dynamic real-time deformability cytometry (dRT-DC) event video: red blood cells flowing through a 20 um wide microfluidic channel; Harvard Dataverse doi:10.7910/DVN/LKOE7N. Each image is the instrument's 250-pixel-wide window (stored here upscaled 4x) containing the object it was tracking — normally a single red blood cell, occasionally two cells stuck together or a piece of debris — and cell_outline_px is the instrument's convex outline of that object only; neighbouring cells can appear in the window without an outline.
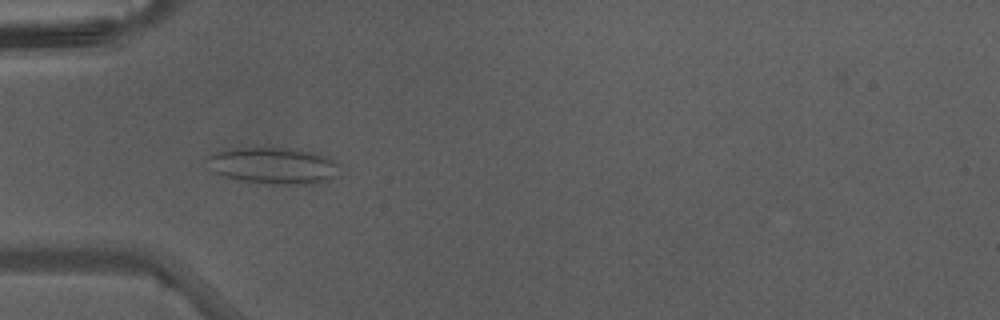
{"species": "Egyptian fruit bat (a non-hibernating species)", "species_latin": "Rousettus aegyptiacus", "temperature_condition": "warm", "stored_images_in_passage": 43, "camera_frame_rate_fps": 3000, "um_per_image_px": 0.085, "animal": {"sex": "male"}, "frame": {"image": 1, "passage_image": 13, "time_ms": 4.0, "image_size_px": [1000, 320], "cell_outline_px": [[336, 176], [312, 184], [268, 184], [236, 180], [212, 172], [208, 168], [208, 156], [216, 152], [228, 148], [288, 148], [312, 152], [328, 156], [336, 164]], "centroid_in_image_um": [23.15, 14.08], "position_along_channel_um": 61.8, "area_um2": 28.09}}
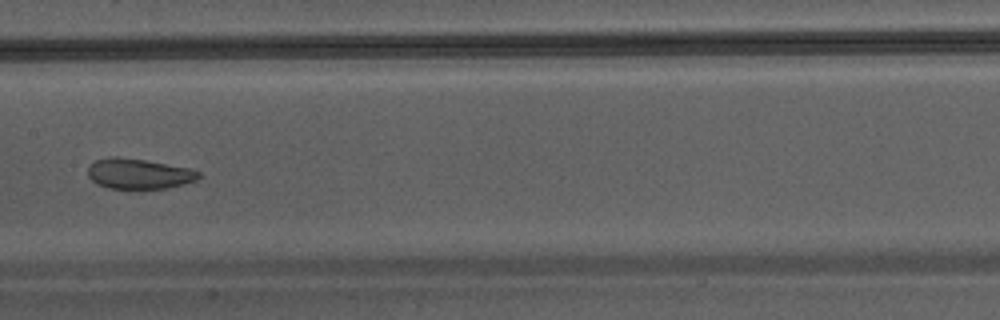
{"frame": {"image": 2, "passage_image": 22, "time_ms": 7.0, "image_size_px": [1000, 320], "cell_outline_px": [[200, 176], [196, 180], [168, 188], [108, 188], [96, 184], [88, 176], [88, 168], [96, 160], [112, 156], [116, 156], [144, 160], [188, 168], [200, 172]], "centroid_in_image_um": [11.77, 14.77], "position_along_channel_um": 195.6, "area_um2": 19.31}}
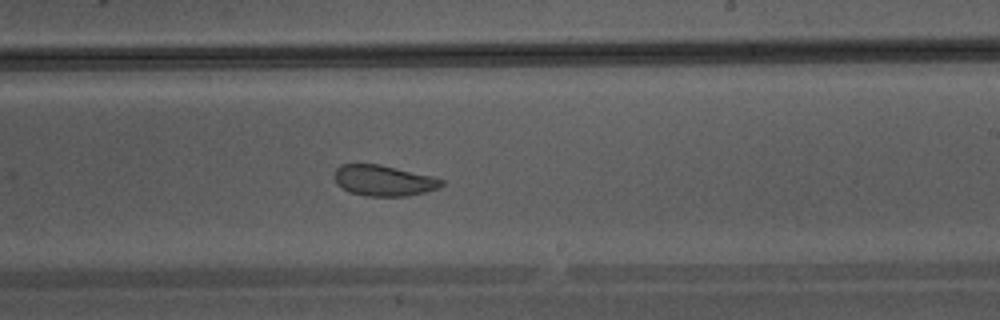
{"frame": {"image": 3, "passage_image": 26, "time_ms": 8.333, "image_size_px": [1000, 320], "cell_outline_px": [[444, 184], [440, 188], [408, 196], [364, 196], [348, 192], [336, 180], [336, 168], [340, 164], [380, 164], [432, 176], [444, 180]], "centroid_in_image_um": [32.65, 15.35], "position_along_channel_um": 256.3, "area_um2": 19.13}}